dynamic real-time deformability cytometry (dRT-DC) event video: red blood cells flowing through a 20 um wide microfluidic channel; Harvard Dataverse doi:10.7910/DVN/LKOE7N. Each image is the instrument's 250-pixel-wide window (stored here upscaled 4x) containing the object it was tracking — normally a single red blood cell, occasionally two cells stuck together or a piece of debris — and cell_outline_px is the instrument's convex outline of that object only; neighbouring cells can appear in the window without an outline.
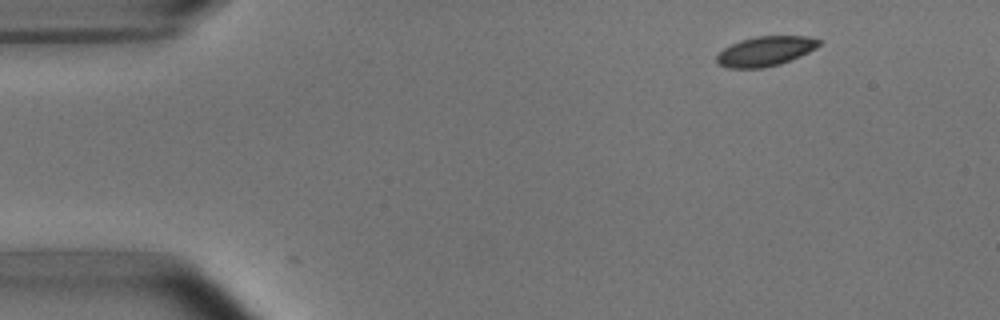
{"species": "common noctule bat (a hibernating species)", "species_latin": "Nyctalus noctula", "temperature_condition": "room temperature", "stored_images_in_passage": 2, "camera_frame_rate_fps": 3000, "um_per_image_px": 0.085, "animal": {"sex": "male", "body_mass_g": 15.6}, "frame": {"image": 1, "passage_image": 2, "time_ms": 2.0, "image_size_px": [1000, 320], "cell_outline_px": [[820, 44], [816, 48], [800, 56], [780, 64], [764, 68], [728, 68], [716, 64], [716, 56], [724, 48], [740, 40], [756, 36], [808, 36], [820, 40]], "centroid_in_image_um": [65.03, 4.36], "position_along_channel_um": 20.0, "area_um2": 17.74}}